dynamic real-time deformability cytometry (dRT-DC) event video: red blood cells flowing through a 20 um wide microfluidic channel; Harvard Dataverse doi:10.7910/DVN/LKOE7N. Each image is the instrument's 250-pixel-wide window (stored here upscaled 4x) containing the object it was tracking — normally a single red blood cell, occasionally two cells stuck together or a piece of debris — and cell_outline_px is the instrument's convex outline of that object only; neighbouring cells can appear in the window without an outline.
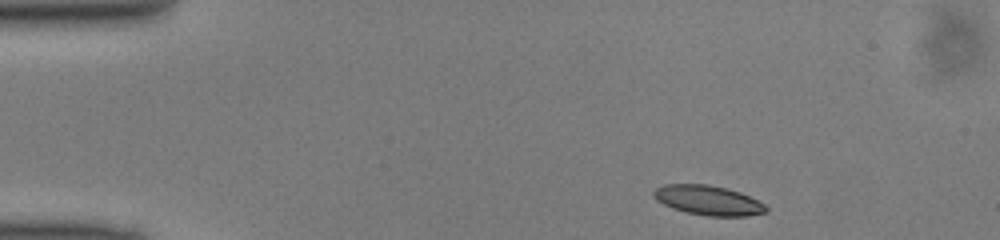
{"species": "common noctule bat (a hibernating species)", "species_latin": "Nyctalus noctula", "temperature_condition": "cold", "stored_images_in_passage": 43, "camera_frame_rate_fps": 3000, "um_per_image_px": 0.085, "animal": {"sex": "male", "body_mass_g": 13.0, "forearm_length_mm": 53.1}, "frame": {"image": 1, "passage_image": 1, "time_ms": 0.0, "image_size_px": [1000, 240], "cell_outline_px": [[768, 212], [748, 216], [708, 216], [688, 212], [672, 208], [656, 200], [652, 196], [652, 192], [656, 188], [664, 184], [708, 184], [728, 188], [740, 192], [764, 204], [768, 208]], "centroid_in_image_um": [60.19, 17.02], "position_along_channel_um": 24.8, "area_um2": 19.48}}
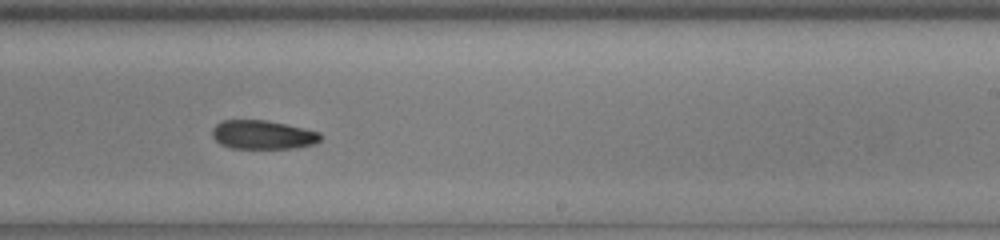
{"frame": {"image": 2, "passage_image": 24, "time_ms": 7.667, "image_size_px": [1000, 240], "cell_outline_px": [[324, 136], [320, 140], [312, 144], [296, 148], [232, 148], [220, 144], [212, 136], [212, 128], [220, 120], [268, 120], [304, 128], [320, 132]], "centroid_in_image_um": [22.34, 11.44], "position_along_channel_um": 266.7, "area_um2": 18.32}}
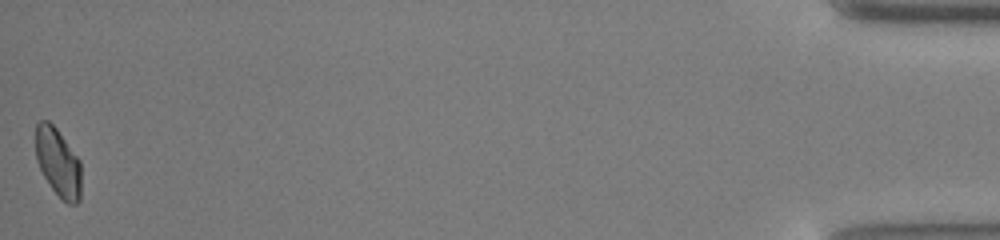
{"frame": {"image": 3, "passage_image": 43, "time_ms": 14.0, "image_size_px": [1000, 240], "cell_outline_px": [[80, 200], [76, 204], [68, 204], [52, 188], [44, 176], [36, 160], [36, 124], [40, 120], [48, 120], [56, 128], [80, 160]], "centroid_in_image_um": [4.93, 13.79], "position_along_channel_um": 430.3, "area_um2": 17.92}}